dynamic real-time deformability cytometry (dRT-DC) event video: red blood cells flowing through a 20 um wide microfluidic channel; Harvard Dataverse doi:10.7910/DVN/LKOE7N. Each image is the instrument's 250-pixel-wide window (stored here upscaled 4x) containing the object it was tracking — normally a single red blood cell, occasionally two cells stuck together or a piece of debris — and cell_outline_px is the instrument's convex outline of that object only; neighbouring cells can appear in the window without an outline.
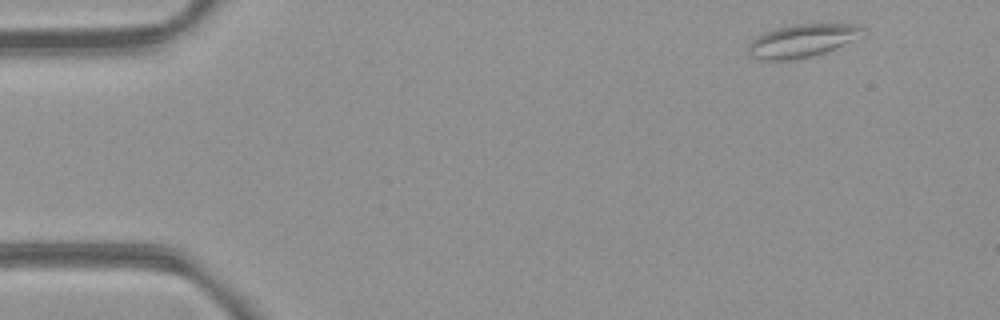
{"species": "common noctule bat (a hibernating species)", "species_latin": "Nyctalus noctula", "temperature_condition": "room temperature", "stored_images_in_passage": 4, "camera_frame_rate_fps": 3000, "um_per_image_px": 0.085, "animal": {"sex": "female", "body_mass_g": 21.9}, "frame": {"image": 1, "passage_image": 1, "time_ms": 0.0, "image_size_px": [1000, 320], "cell_outline_px": [[864, 28], [852, 40], [824, 52], [812, 56], [792, 60], [760, 60], [752, 56], [748, 52], [748, 44], [756, 36], [764, 32], [792, 24], [860, 24]], "centroid_in_image_um": [68.1, 3.46], "position_along_channel_um": 16.9, "area_um2": 21.62}}